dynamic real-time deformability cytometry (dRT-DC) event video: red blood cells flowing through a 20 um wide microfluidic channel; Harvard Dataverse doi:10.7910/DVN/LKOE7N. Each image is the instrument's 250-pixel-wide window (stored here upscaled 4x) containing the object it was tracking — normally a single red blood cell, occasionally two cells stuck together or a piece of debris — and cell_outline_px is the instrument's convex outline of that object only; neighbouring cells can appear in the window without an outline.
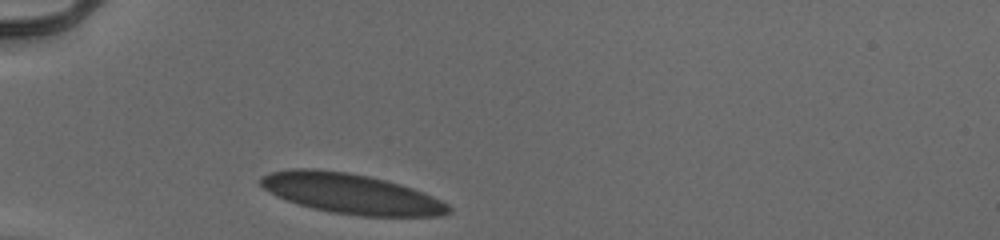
{"species": "human", "species_latin": "Homo sapiens", "temperature_condition": "cold", "stored_images_in_passage": 29, "camera_frame_rate_fps": 3000, "um_per_image_px": 0.085, "donor": {"sex": "male"}, "frame": {"image": 1, "passage_image": 1, "time_ms": 0.0, "image_size_px": [1000, 240], "cell_outline_px": [[452, 212], [440, 216], [360, 216], [332, 212], [312, 208], [276, 196], [268, 192], [260, 184], [260, 176], [272, 172], [292, 168], [312, 168], [348, 172], [368, 176], [400, 184], [412, 188], [432, 196], [448, 204], [452, 208]], "centroid_in_image_um": [29.84, 16.46], "position_along_channel_um": 55.2, "area_um2": 43.81}}
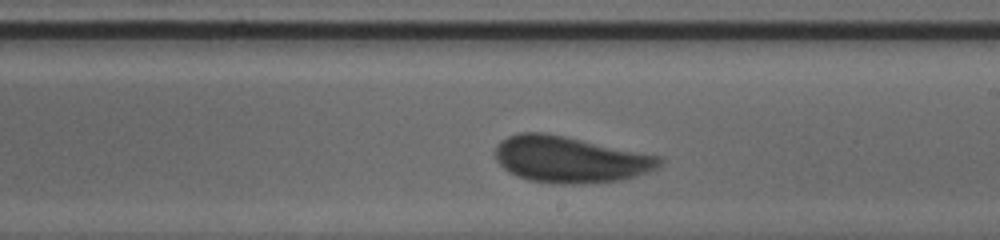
{"frame": {"image": 2, "passage_image": 17, "time_ms": 5.333, "image_size_px": [1000, 240], "cell_outline_px": [[664, 164], [648, 172], [636, 176], [620, 180], [584, 184], [556, 184], [528, 180], [516, 176], [508, 172], [496, 160], [496, 144], [500, 140], [508, 136], [520, 132], [544, 132], [664, 156]], "centroid_in_image_um": [48.49, 13.55], "position_along_channel_um": 240.5, "area_um2": 44.91}}
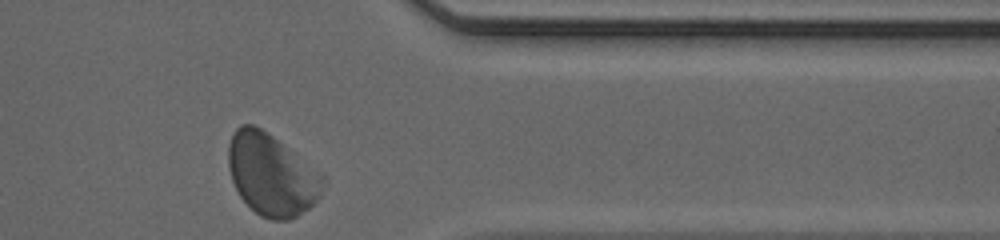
{"frame": {"image": 3, "passage_image": 29, "time_ms": 9.333, "image_size_px": [1000, 240], "cell_outline_px": [[324, 180], [320, 196], [308, 208], [296, 216], [288, 220], [272, 220], [260, 216], [240, 196], [232, 180], [228, 168], [228, 144], [236, 128], [240, 124], [252, 124], [260, 128], [272, 136], [320, 172], [324, 176]], "centroid_in_image_um": [23.06, 14.85], "position_along_channel_um": 388.3, "area_um2": 44.51}, "authors_computed_cell_mechanics": {"area_um2": 43.4656, "velocity_mm_per_s": 3.8593, "shape_relaxation_time_tau1_ms": 3.9493, "shape_relaxation_time_tau2_ms": null, "deformation_change_tau1": 0.1108, "deformation_change_tau2": null}}